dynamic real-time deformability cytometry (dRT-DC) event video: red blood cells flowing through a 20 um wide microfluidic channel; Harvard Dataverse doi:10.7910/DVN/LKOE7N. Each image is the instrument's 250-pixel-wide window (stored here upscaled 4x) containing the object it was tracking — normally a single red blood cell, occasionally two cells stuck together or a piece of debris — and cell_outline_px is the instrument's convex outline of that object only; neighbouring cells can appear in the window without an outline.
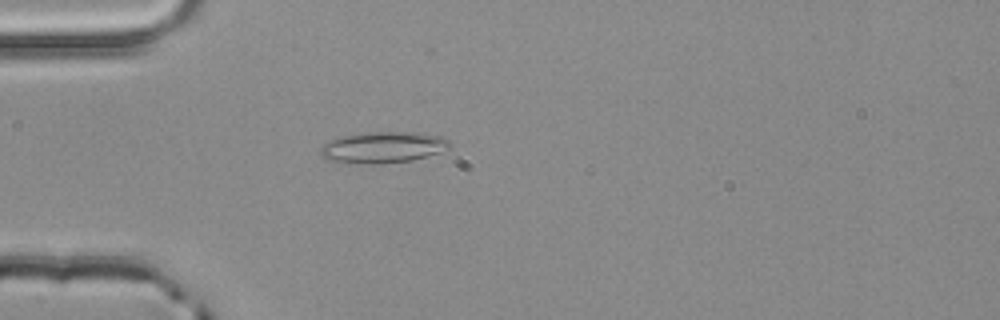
{"species": "common noctule bat (a hibernating species)", "species_latin": "Nyctalus noctula", "temperature_condition": "room temperature", "stored_images_in_passage": 2, "camera_frame_rate_fps": 3000, "um_per_image_px": 0.085, "animal": {"sex": "male", "body_mass_g": 20.4}, "frame": {"image": 1, "passage_image": 2, "time_ms": 0.333, "image_size_px": [1000, 320], "cell_outline_px": [[452, 148], [440, 152], [412, 160], [384, 164], [364, 164], [324, 160], [320, 156], [320, 148], [328, 140], [340, 136], [360, 132], [416, 132], [444, 136], [452, 144]], "centroid_in_image_um": [32.54, 12.52], "position_along_channel_um": 52.5, "area_um2": 24.16}}